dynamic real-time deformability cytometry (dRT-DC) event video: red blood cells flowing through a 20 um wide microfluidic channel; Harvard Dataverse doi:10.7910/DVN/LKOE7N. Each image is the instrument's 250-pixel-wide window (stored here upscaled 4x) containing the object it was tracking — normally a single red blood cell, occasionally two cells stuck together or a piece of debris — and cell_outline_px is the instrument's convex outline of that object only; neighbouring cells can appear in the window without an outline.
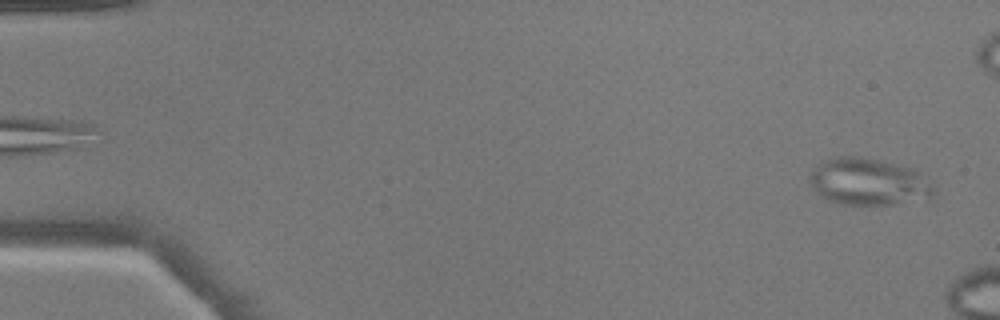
{"species": "common noctule bat (a hibernating species)", "species_latin": "Nyctalus noctula", "temperature_condition": "warm", "stored_images_in_passage": 8, "camera_frame_rate_fps": 3000, "um_per_image_px": 0.085, "animal": {"sex": "male", "body_mass_g": 17.9}, "frame": {"image": 1, "passage_image": 2, "time_ms": 0.333, "image_size_px": [1000, 320], "cell_outline_px": [[936, 196], [892, 204], [840, 204], [828, 200], [816, 192], [808, 176], [812, 168], [824, 160], [840, 156], [852, 156], [876, 160], [916, 168], [936, 188]], "centroid_in_image_um": [73.84, 15.45], "position_along_channel_um": 11.2, "area_um2": 33.87}}